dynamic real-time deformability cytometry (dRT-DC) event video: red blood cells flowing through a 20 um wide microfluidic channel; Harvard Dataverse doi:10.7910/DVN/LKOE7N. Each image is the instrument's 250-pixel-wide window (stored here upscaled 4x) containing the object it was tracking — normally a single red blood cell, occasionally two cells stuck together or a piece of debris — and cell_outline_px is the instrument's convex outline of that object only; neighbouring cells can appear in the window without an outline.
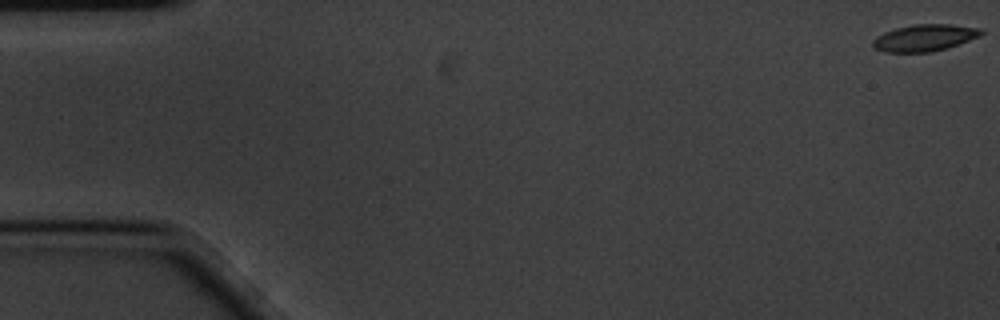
{"species": "common noctule bat (a hibernating species)", "species_latin": "Nyctalus noctula", "temperature_condition": "cold", "stored_images_in_passage": 59, "camera_frame_rate_fps": 3000, "um_per_image_px": 0.085, "animal": {"sex": "male", "body_mass_g": 20.1, "forearm_length_mm": 53.5}, "frame": {"image": 1, "passage_image": 1, "time_ms": 0.0, "image_size_px": [1000, 320], "cell_outline_px": [[984, 32], [980, 36], [948, 48], [932, 52], [884, 52], [872, 48], [872, 40], [876, 36], [884, 32], [896, 28], [916, 24], [948, 24], [984, 28]], "centroid_in_image_um": [78.59, 3.21], "position_along_channel_um": 6.4, "area_um2": 17.11}}
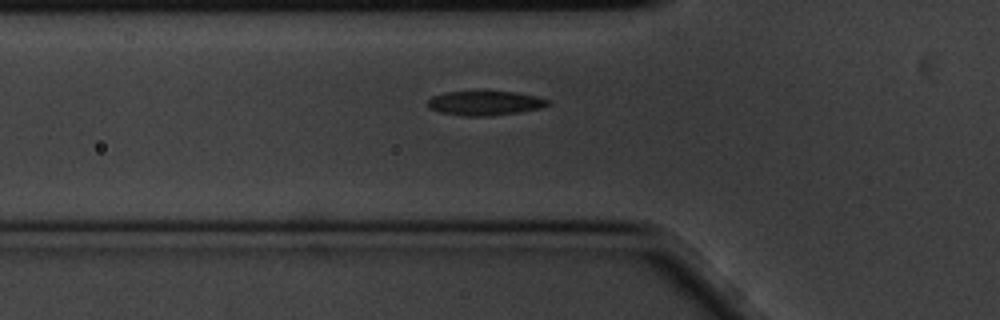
{"frame": {"image": 2, "passage_image": 20, "time_ms": 6.333, "image_size_px": [1000, 320], "cell_outline_px": [[548, 104], [540, 108], [516, 112], [488, 116], [464, 116], [440, 112], [428, 108], [428, 100], [432, 96], [444, 92], [516, 92], [536, 96], [548, 100]], "centroid_in_image_um": [41.17, 8.76], "position_along_channel_um": 84.6, "area_um2": 16.76}}
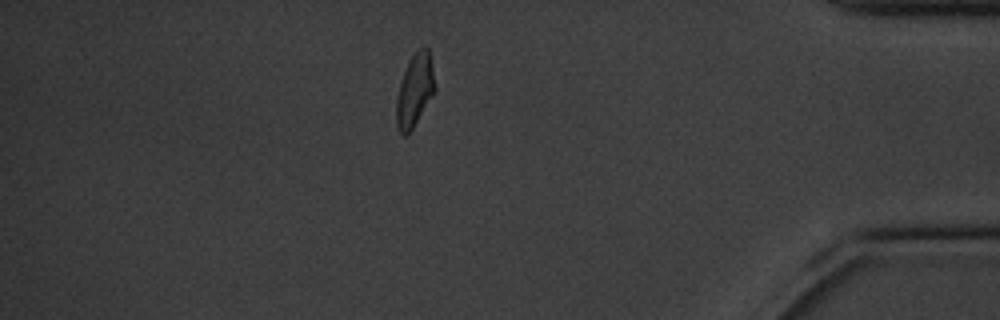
{"frame": {"image": 3, "passage_image": 51, "time_ms": 16.667, "image_size_px": [1000, 320], "cell_outline_px": [[436, 92], [408, 136], [404, 136], [400, 132], [396, 124], [396, 100], [400, 80], [408, 60], [420, 48], [428, 48], [436, 84]], "centroid_in_image_um": [35.26, 7.72], "position_along_channel_um": 399.9, "area_um2": 16.65}, "authors_computed_cell_mechanics": {"area_um2": 16.762, "velocity_mm_per_s": 3.423, "shape_relaxation_time_tau1_ms": 4.1874, "shape_relaxation_time_tau2_ms": 3.4106, "deformation_change_tau1": 0.1367, "deformation_change_tau2": 0.0769}}